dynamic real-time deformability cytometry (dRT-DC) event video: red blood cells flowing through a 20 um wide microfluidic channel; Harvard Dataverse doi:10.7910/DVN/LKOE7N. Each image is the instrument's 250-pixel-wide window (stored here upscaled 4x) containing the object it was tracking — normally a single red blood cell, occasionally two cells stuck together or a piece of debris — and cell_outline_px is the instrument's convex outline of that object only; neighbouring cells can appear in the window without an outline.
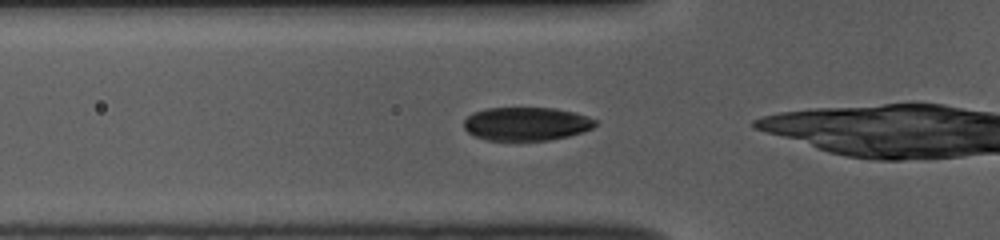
{"species": "common noctule bat (a hibernating species)", "species_latin": "Nyctalus noctula", "temperature_condition": "room temperature", "stored_images_in_passage": 28, "camera_frame_rate_fps": 3000, "um_per_image_px": 0.085, "animal": {"sex": "female", "body_mass_g": 10.0, "forearm_length_mm": 53.1}, "frame": {"image": 1, "passage_image": 3, "time_ms": 0.667, "image_size_px": [1000, 240], "cell_outline_px": [[600, 124], [592, 128], [568, 136], [548, 140], [484, 140], [468, 132], [464, 128], [464, 120], [472, 112], [488, 108], [556, 108], [576, 112], [588, 116], [596, 120]], "centroid_in_image_um": [44.76, 10.52], "position_along_channel_um": 81.0, "area_um2": 25.72}}
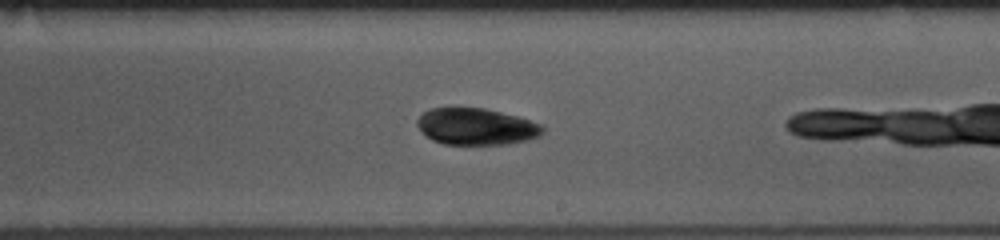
{"frame": {"image": 2, "passage_image": 16, "time_ms": 5.0, "image_size_px": [1000, 240], "cell_outline_px": [[544, 132], [540, 136], [528, 140], [508, 144], [444, 144], [432, 140], [416, 124], [416, 120], [428, 108], [484, 108], [516, 116], [540, 124], [544, 128]], "centroid_in_image_um": [40.49, 10.76], "position_along_channel_um": 248.5, "area_um2": 26.59}}
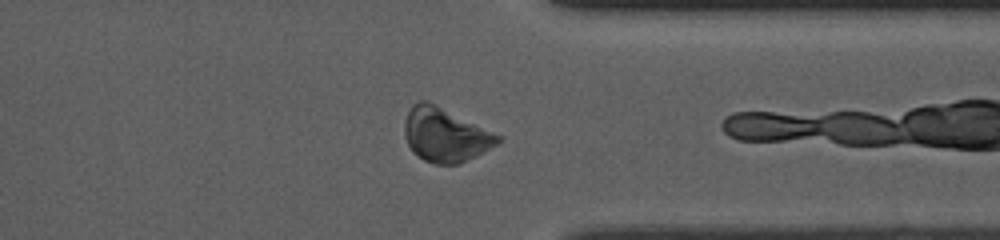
{"frame": {"image": 3, "passage_image": 26, "time_ms": 8.333, "image_size_px": [1000, 240], "cell_outline_px": [[504, 140], [476, 156], [460, 164], [436, 164], [424, 160], [416, 156], [412, 152], [404, 136], [404, 124], [408, 112], [412, 104], [420, 100], [424, 100], [500, 136]], "centroid_in_image_um": [37.8, 11.51], "position_along_channel_um": 373.6, "area_um2": 28.73}}